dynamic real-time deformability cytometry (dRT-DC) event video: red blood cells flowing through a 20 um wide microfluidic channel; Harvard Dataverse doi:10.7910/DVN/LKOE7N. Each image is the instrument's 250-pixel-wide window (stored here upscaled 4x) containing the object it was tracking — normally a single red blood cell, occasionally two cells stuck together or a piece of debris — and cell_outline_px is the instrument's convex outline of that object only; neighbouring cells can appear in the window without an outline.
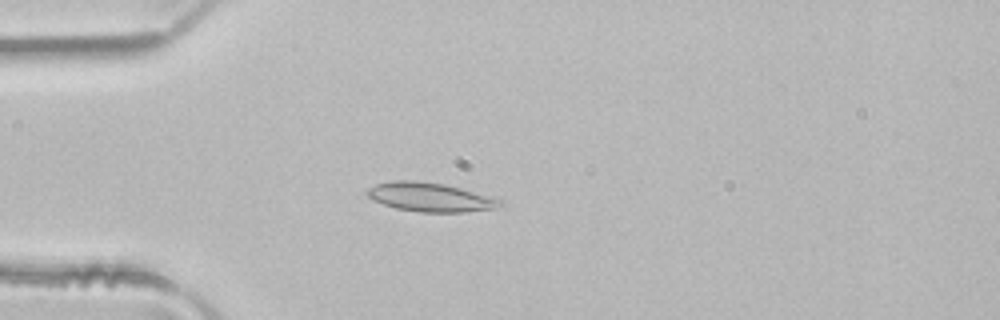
{"species": "common noctule bat (a hibernating species)", "species_latin": "Nyctalus noctula", "temperature_condition": "room temperature", "stored_images_in_passage": 3, "camera_frame_rate_fps": 3000, "um_per_image_px": 0.085, "animal": {"sex": "male", "body_mass_g": 21.5, "forearm_length_mm": 52.0}, "frame": {"image": 1, "passage_image": 3, "time_ms": 0.667, "image_size_px": [1000, 320], "cell_outline_px": [[504, 204], [492, 208], [464, 212], [420, 212], [396, 208], [372, 200], [364, 192], [368, 188], [376, 184], [392, 180], [416, 180], [444, 184], [460, 188], [500, 200]], "centroid_in_image_um": [36.47, 16.75], "position_along_channel_um": 48.5, "area_um2": 22.14}}